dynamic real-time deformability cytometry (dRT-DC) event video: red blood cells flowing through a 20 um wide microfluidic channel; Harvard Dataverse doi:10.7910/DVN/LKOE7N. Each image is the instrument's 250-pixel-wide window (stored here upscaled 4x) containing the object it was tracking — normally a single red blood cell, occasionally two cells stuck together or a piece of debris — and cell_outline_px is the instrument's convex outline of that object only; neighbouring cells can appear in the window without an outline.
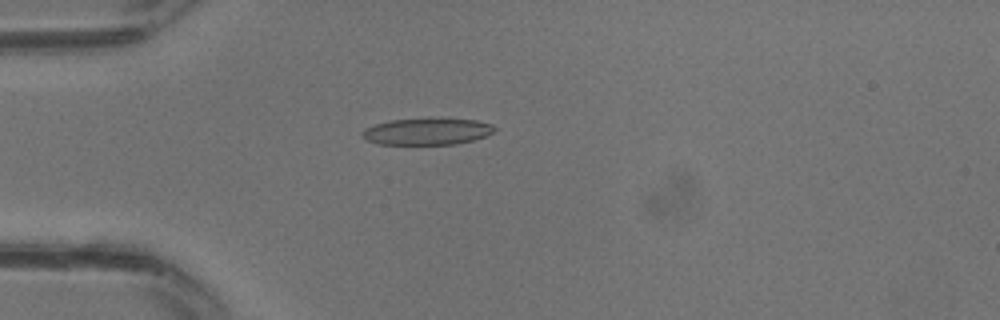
{"species": "common noctule bat (a hibernating species)", "species_latin": "Nyctalus noctula", "temperature_condition": "warm", "stored_images_in_passage": 8, "camera_frame_rate_fps": 3000, "um_per_image_px": 0.085, "animal": {"sex": "male", "body_mass_g": 13.3}, "frame": {"image": 1, "passage_image": 5, "time_ms": 1.333, "image_size_px": [1000, 320], "cell_outline_px": [[496, 128], [488, 136], [456, 144], [380, 144], [364, 140], [360, 136], [360, 132], [364, 128], [376, 124], [392, 120], [428, 116], [440, 116], [476, 120], [492, 124]], "centroid_in_image_um": [36.29, 11.13], "position_along_channel_um": 48.7, "area_um2": 21.5}}
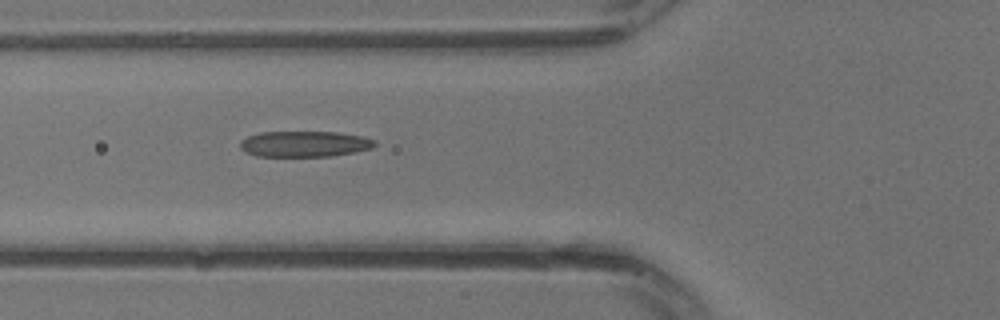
{"frame": {"image": 2, "passage_image": 8, "time_ms": 2.333, "image_size_px": [1000, 320], "cell_outline_px": [[376, 144], [372, 148], [356, 152], [332, 156], [256, 156], [244, 152], [240, 148], [240, 140], [248, 136], [260, 132], [340, 132], [364, 136], [376, 140]], "centroid_in_image_um": [25.9, 12.23], "position_along_channel_um": 99.9, "area_um2": 20.52}}